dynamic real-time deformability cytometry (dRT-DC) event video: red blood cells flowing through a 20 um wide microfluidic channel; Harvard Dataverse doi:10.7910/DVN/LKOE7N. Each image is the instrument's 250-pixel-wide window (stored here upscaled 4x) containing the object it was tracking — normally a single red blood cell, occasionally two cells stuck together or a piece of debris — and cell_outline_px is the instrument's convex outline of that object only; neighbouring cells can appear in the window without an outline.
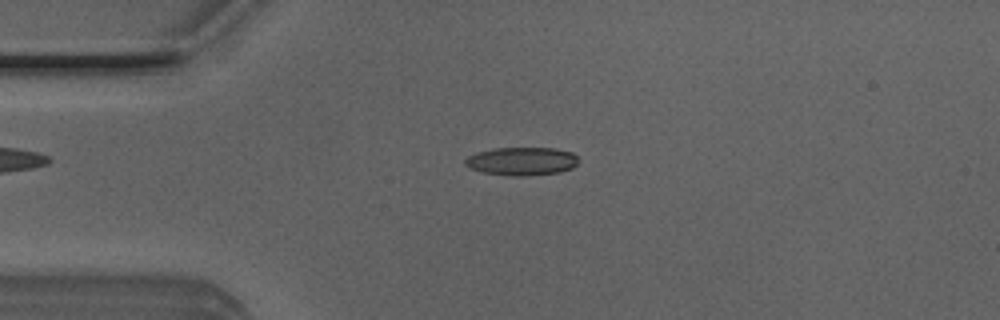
{"species": "Egyptian fruit bat (a non-hibernating species)", "species_latin": "Rousettus aegyptiacus", "temperature_condition": "room temperature", "stored_images_in_passage": 41, "camera_frame_rate_fps": 3000, "um_per_image_px": 0.085, "animal": {"sex": "male"}, "frame": {"image": 1, "passage_image": 2, "time_ms": 0.333, "image_size_px": [1000, 320], "cell_outline_px": [[580, 160], [572, 168], [560, 172], [524, 176], [512, 176], [480, 172], [468, 168], [464, 164], [464, 160], [468, 156], [476, 152], [492, 148], [556, 148], [572, 152]], "centroid_in_image_um": [44.32, 13.7], "position_along_channel_um": 40.7, "area_um2": 18.9}}
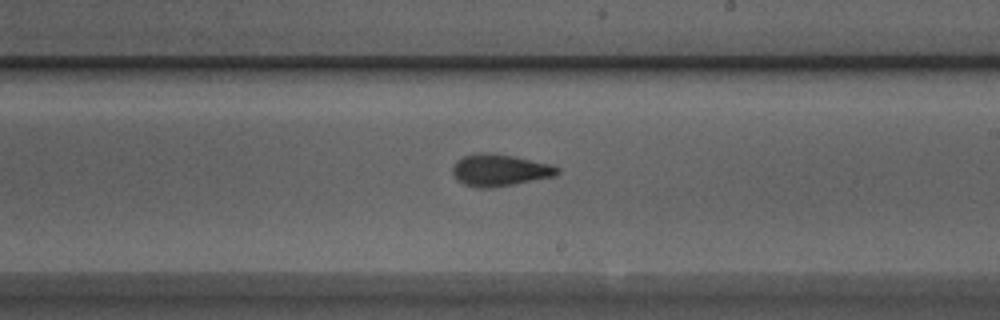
{"frame": {"image": 2, "passage_image": 19, "time_ms": 6.0, "image_size_px": [1000, 320], "cell_outline_px": [[560, 172], [556, 176], [492, 188], [476, 188], [464, 184], [456, 180], [452, 172], [452, 168], [456, 160], [464, 156], [480, 152], [488, 152], [516, 156], [552, 164], [560, 168]], "centroid_in_image_um": [42.48, 14.46], "position_along_channel_um": 246.5, "area_um2": 19.83}}
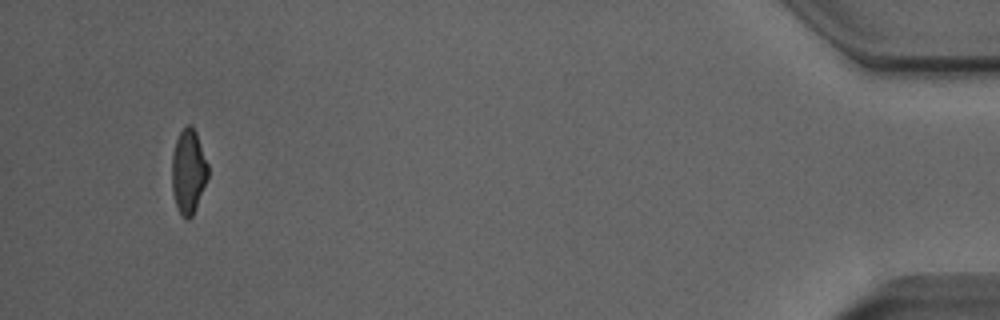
{"frame": {"image": 3, "passage_image": 38, "time_ms": 12.333, "image_size_px": [1000, 320], "cell_outline_px": [[208, 176], [196, 208], [192, 216], [188, 220], [180, 216], [176, 208], [172, 192], [172, 156], [176, 140], [184, 124], [192, 124], [196, 132], [208, 164]], "centroid_in_image_um": [16.0, 14.58], "position_along_channel_um": 419.2, "area_um2": 17.98}, "authors_computed_cell_mechanics": {"area_um2": 18.785, "velocity_mm_per_s": 4.0268, "shape_relaxation_time_tau1_ms": 5.8398, "shape_relaxation_time_tau2_ms": 2.0263, "deformation_change_tau1": 0.1944, "deformation_change_tau2": 0.1011}}